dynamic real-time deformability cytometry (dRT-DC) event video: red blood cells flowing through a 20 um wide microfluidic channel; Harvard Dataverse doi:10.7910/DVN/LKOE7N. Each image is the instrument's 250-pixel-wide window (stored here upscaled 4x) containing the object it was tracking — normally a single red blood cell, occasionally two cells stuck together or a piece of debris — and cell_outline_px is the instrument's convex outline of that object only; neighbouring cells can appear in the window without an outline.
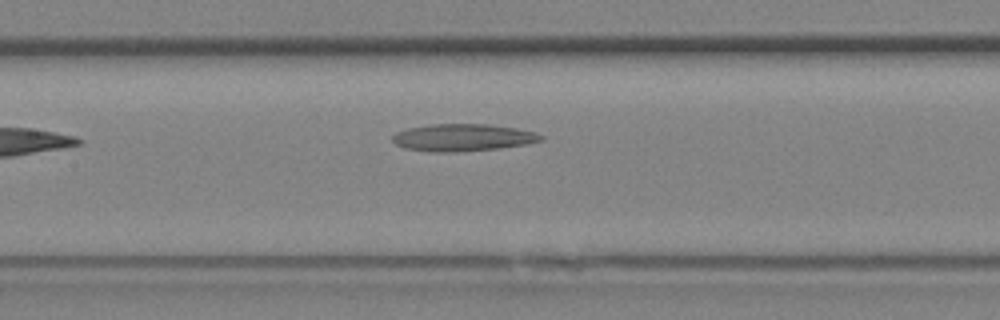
{"species": "Egyptian fruit bat (a non-hibernating species)", "species_latin": "Rousettus aegyptiacus", "temperature_condition": "room temperature", "stored_images_in_passage": 12, "camera_frame_rate_fps": 3000, "um_per_image_px": 0.085, "animal": {"sex": "female"}, "frame": {"image": 1, "passage_image": 12, "time_ms": 3.667, "image_size_px": [1000, 320], "cell_outline_px": [[544, 140], [528, 144], [500, 148], [452, 152], [432, 152], [404, 148], [396, 144], [392, 140], [392, 136], [396, 132], [408, 128], [432, 124], [488, 124], [516, 128], [536, 132], [544, 136]], "centroid_in_image_um": [39.37, 11.69], "position_along_channel_um": 168.0, "area_um2": 23.64}}